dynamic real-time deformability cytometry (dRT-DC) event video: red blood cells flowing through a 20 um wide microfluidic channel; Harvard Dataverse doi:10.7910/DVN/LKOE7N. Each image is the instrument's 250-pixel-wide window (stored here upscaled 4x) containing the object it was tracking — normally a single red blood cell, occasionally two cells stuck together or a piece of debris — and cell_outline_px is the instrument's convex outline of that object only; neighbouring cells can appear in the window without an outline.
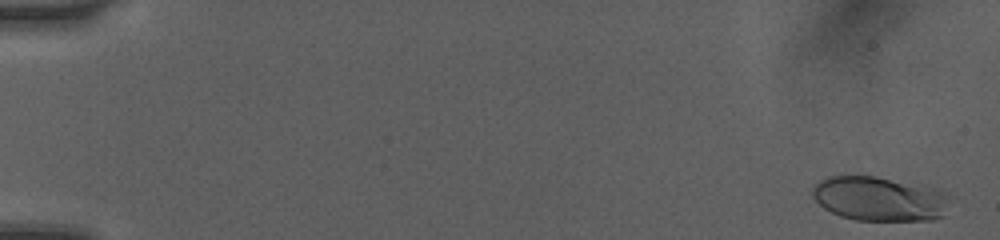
{"species": "human", "species_latin": "Homo sapiens", "temperature_condition": "room temperature", "stored_images_in_passage": 7, "camera_frame_rate_fps": 3000, "um_per_image_px": 0.085, "donor": {"sex": "female"}, "frame": {"image": 1, "passage_image": 1, "time_ms": 0.0, "image_size_px": [1000, 240], "cell_outline_px": [[944, 216], [932, 220], [856, 220], [840, 216], [824, 208], [812, 196], [812, 188], [820, 180], [828, 176], [876, 176], [920, 184], [936, 188], [944, 192]], "centroid_in_image_um": [74.7, 16.88], "position_along_channel_um": 10.3, "area_um2": 35.26}}
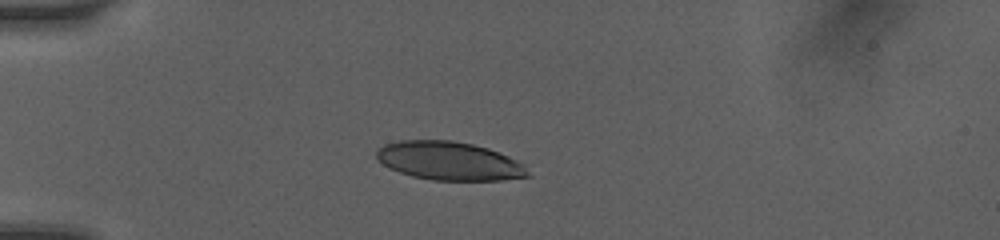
{"frame": {"image": 2, "passage_image": 6, "time_ms": 4.333, "image_size_px": [1000, 240], "cell_outline_px": [[532, 176], [500, 180], [432, 180], [412, 176], [400, 172], [384, 164], [376, 156], [376, 152], [384, 144], [400, 140], [452, 140], [472, 144], [488, 148], [500, 152], [524, 164]], "centroid_in_image_um": [38.23, 13.68], "position_along_channel_um": 46.8, "area_um2": 33.87}}